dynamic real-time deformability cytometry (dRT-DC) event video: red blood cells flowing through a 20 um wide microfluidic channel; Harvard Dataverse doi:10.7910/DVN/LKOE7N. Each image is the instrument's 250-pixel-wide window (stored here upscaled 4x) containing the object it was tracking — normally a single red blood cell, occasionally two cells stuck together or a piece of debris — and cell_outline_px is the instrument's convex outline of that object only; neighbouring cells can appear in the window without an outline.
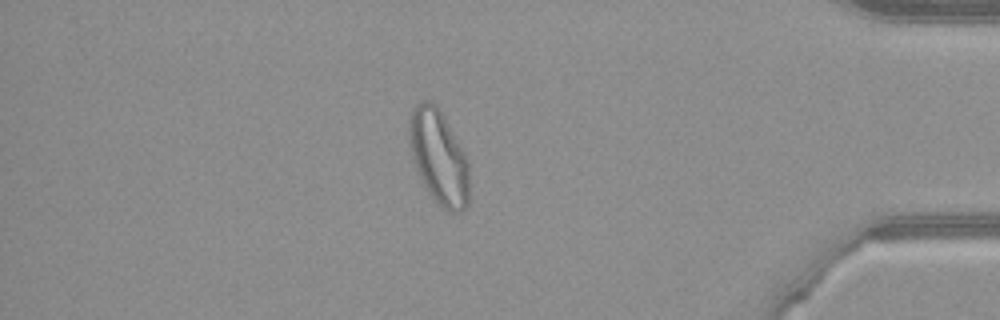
{"species": "common noctule bat (a hibernating species)", "species_latin": "Nyctalus noctula", "temperature_condition": "warm", "stored_images_in_passage": 51, "camera_frame_rate_fps": 3000, "um_per_image_px": 0.085, "animal": {"sex": "female", "body_mass_g": 21.9}, "frame": {"image": 1, "passage_image": 44, "time_ms": 14.333, "image_size_px": [1000, 320], "cell_outline_px": [[468, 204], [460, 212], [448, 212], [440, 208], [424, 184], [412, 160], [408, 140], [408, 120], [412, 108], [420, 100], [432, 100], [436, 104], [444, 116], [464, 152], [468, 160]], "centroid_in_image_um": [37.26, 13.32], "position_along_channel_um": 397.9, "area_um2": 33.29}}